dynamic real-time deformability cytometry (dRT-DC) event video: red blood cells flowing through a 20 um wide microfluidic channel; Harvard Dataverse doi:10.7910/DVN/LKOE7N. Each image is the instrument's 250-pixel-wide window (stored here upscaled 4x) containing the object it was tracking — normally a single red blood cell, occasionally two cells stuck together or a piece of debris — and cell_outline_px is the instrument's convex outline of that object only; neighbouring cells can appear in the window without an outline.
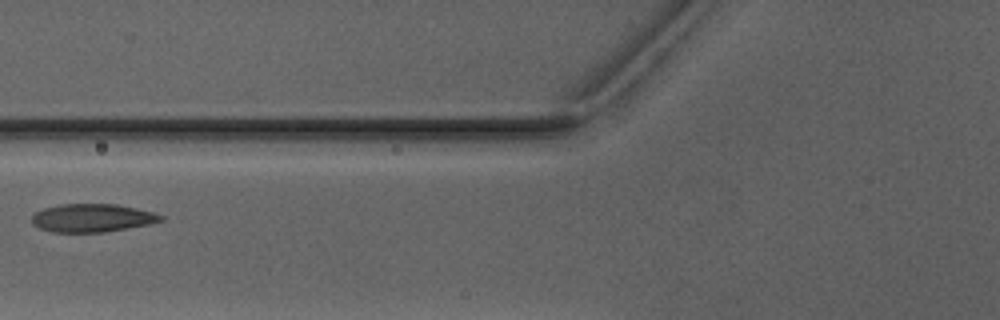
{"species": "Egyptian fruit bat (a non-hibernating species)", "species_latin": "Rousettus aegyptiacus", "temperature_condition": "warm", "stored_images_in_passage": 6, "camera_frame_rate_fps": 3000, "um_per_image_px": 0.085, "animal": {"sex": "male"}, "frame": {"image": 1, "passage_image": 5, "time_ms": 5.667, "image_size_px": [1000, 320], "cell_outline_px": [[164, 220], [148, 224], [104, 232], [52, 232], [40, 228], [32, 224], [32, 216], [36, 212], [44, 208], [60, 204], [116, 204], [136, 208], [152, 212], [164, 216]], "centroid_in_image_um": [7.82, 18.52], "position_along_channel_um": 118.0, "area_um2": 21.04}}
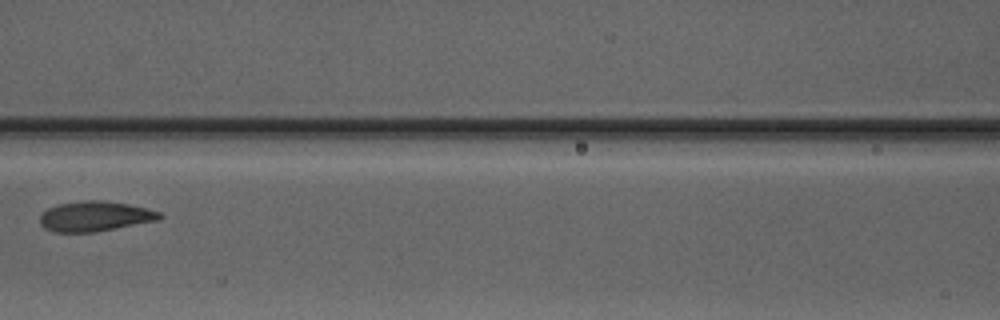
{"frame": {"image": 2, "passage_image": 6, "time_ms": 6.667, "image_size_px": [1000, 320], "cell_outline_px": [[164, 216], [160, 220], [96, 232], [52, 232], [44, 228], [40, 224], [40, 216], [48, 208], [60, 204], [88, 200], [104, 200], [128, 204], [148, 208], [160, 212]], "centroid_in_image_um": [8.11, 18.39], "position_along_channel_um": 158.5, "area_um2": 21.1}}